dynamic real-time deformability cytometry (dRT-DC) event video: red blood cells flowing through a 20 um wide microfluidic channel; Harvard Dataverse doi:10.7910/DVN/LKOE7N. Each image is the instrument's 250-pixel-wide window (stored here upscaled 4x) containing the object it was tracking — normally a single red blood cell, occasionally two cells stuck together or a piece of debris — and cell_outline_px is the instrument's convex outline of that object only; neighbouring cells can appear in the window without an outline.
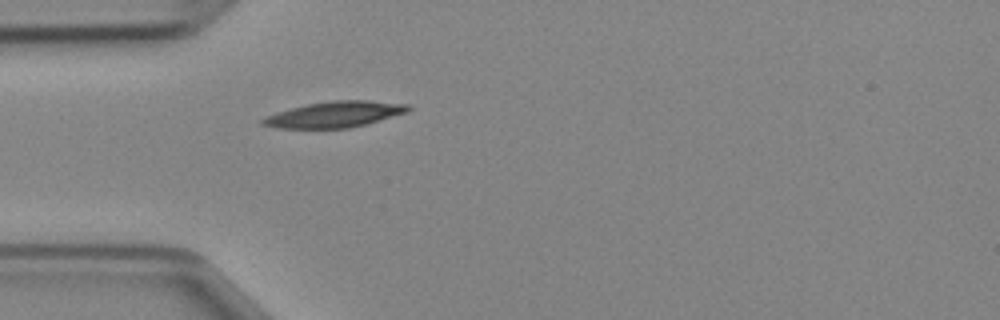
{"species": "Egyptian fruit bat (a non-hibernating species)", "species_latin": "Rousettus aegyptiacus", "temperature_condition": "cold", "stored_images_in_passage": 34, "camera_frame_rate_fps": 3000, "um_per_image_px": 0.085, "animal": {"sex": "female"}, "frame": {"image": 1, "passage_image": 1, "time_ms": 0.0, "image_size_px": [1000, 320], "cell_outline_px": [[412, 108], [408, 112], [364, 124], [348, 128], [276, 128], [260, 124], [260, 120], [276, 112], [308, 104], [332, 100], [368, 100], [408, 104]], "centroid_in_image_um": [28.46, 9.72], "position_along_channel_um": 56.5, "area_um2": 21.79}}
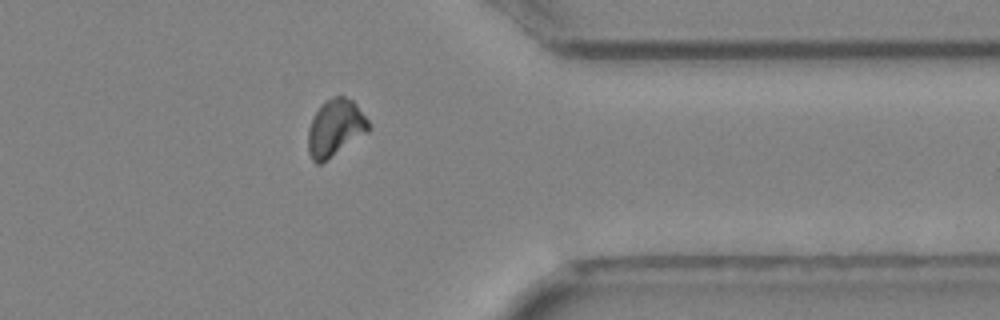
{"frame": {"image": 2, "passage_image": 25, "time_ms": 8.0, "image_size_px": [1000, 320], "cell_outline_px": [[368, 132], [320, 164], [316, 164], [312, 160], [308, 152], [308, 128], [312, 116], [324, 100], [332, 96], [344, 96], [352, 100], [356, 104], [368, 120]], "centroid_in_image_um": [28.46, 10.85], "position_along_channel_um": 382.9, "area_um2": 20.06}}
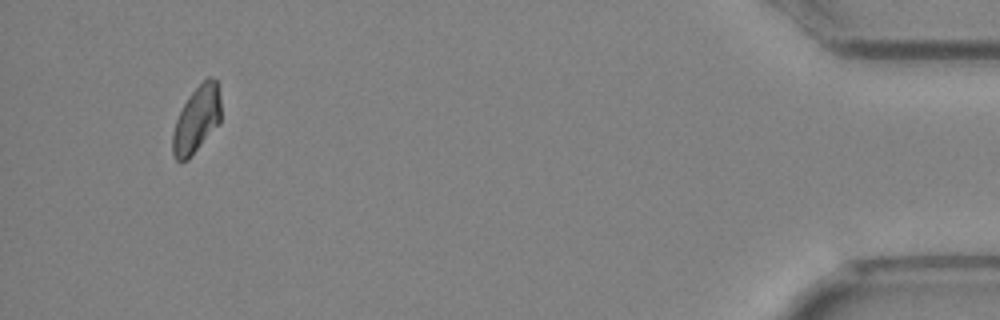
{"frame": {"image": 3, "passage_image": 32, "time_ms": 10.333, "image_size_px": [1000, 320], "cell_outline_px": [[220, 124], [188, 160], [176, 160], [172, 152], [172, 132], [176, 120], [188, 96], [208, 76], [212, 76], [216, 80], [220, 96]], "centroid_in_image_um": [16.72, 10.17], "position_along_channel_um": 418.5, "area_um2": 18.79}}